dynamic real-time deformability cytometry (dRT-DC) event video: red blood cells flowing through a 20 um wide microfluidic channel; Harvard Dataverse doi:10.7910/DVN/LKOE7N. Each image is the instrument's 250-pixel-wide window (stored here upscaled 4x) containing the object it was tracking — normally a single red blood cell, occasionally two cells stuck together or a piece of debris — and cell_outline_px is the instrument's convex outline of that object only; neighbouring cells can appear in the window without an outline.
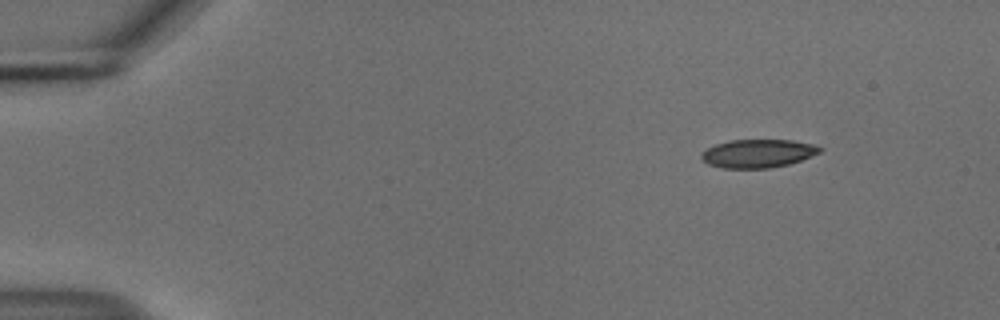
{"species": "common noctule bat (a hibernating species)", "species_latin": "Nyctalus noctula", "temperature_condition": "cold", "stored_images_in_passage": 11, "camera_frame_rate_fps": 3000, "um_per_image_px": 0.085, "animal": {"sex": "male", "body_mass_g": 18.8}, "frame": {"image": 1, "passage_image": 1, "time_ms": 0.0, "image_size_px": [1000, 320], "cell_outline_px": [[824, 148], [820, 152], [800, 160], [788, 164], [768, 168], [724, 168], [708, 164], [700, 156], [708, 148], [716, 144], [728, 140], [792, 140], [812, 144]], "centroid_in_image_um": [64.43, 13.04], "position_along_channel_um": 20.6, "area_um2": 19.31}}